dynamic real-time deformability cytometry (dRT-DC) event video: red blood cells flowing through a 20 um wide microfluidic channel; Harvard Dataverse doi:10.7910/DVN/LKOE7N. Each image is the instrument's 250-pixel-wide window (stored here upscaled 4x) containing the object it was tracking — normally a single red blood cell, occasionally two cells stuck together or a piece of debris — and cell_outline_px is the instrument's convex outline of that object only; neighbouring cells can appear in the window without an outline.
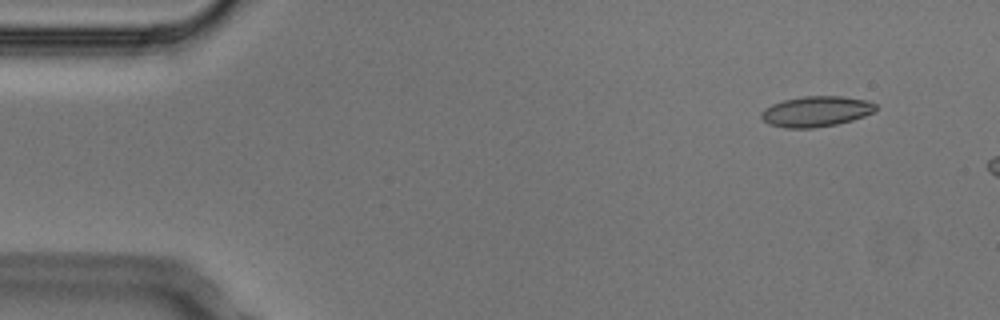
{"species": "Egyptian fruit bat (a non-hibernating species)", "species_latin": "Rousettus aegyptiacus", "temperature_condition": "cold", "stored_images_in_passage": 4, "camera_frame_rate_fps": 3000, "um_per_image_px": 0.085, "animal": {"sex": "male"}, "frame": {"image": 1, "passage_image": 2, "time_ms": 0.333, "image_size_px": [1000, 320], "cell_outline_px": [[876, 112], [852, 120], [836, 124], [812, 128], [784, 128], [768, 124], [760, 116], [760, 112], [764, 108], [772, 104], [784, 100], [804, 96], [840, 96], [868, 100], [876, 104]], "centroid_in_image_um": [69.37, 9.47], "position_along_channel_um": 15.6, "area_um2": 20.46}}